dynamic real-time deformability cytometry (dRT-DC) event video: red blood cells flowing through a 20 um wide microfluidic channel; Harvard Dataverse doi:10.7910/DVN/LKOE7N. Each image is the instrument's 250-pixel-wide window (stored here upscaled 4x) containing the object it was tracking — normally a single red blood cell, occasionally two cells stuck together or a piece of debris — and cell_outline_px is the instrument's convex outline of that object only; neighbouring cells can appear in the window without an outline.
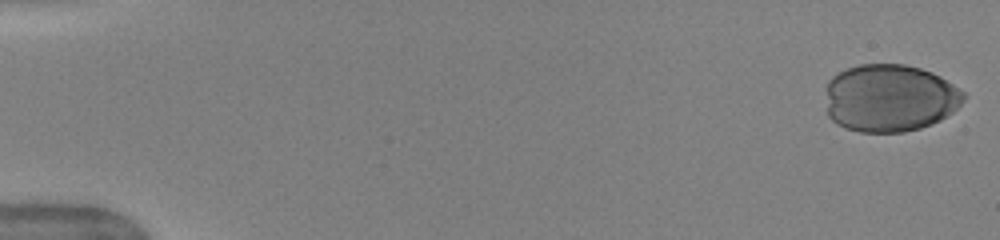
{"species": "human", "species_latin": "Homo sapiens", "temperature_condition": "warm", "stored_images_in_passage": 43, "camera_frame_rate_fps": 3000, "um_per_image_px": 0.085, "donor": {"sex": "female"}, "frame": {"image": 1, "passage_image": 1, "time_ms": 0.0, "image_size_px": [1000, 240], "cell_outline_px": [[968, 96], [952, 112], [940, 120], [932, 124], [920, 128], [904, 132], [860, 132], [844, 128], [832, 120], [828, 116], [828, 80], [832, 76], [848, 68], [860, 64], [904, 64], [920, 68], [932, 72], [940, 76], [964, 92]], "centroid_in_image_um": [75.65, 8.34], "position_along_channel_um": 9.3, "area_um2": 54.33}}
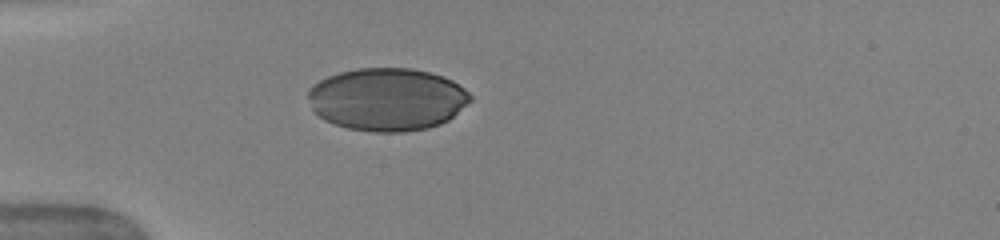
{"frame": {"image": 2, "passage_image": 15, "time_ms": 4.667, "image_size_px": [1000, 240], "cell_outline_px": [[472, 100], [448, 120], [440, 124], [428, 128], [404, 132], [372, 132], [348, 128], [324, 120], [312, 108], [308, 96], [308, 88], [312, 84], [328, 76], [340, 72], [356, 68], [412, 68], [444, 76], [452, 80], [464, 88], [472, 96]], "centroid_in_image_um": [32.92, 8.44], "position_along_channel_um": 52.1, "area_um2": 59.48}}